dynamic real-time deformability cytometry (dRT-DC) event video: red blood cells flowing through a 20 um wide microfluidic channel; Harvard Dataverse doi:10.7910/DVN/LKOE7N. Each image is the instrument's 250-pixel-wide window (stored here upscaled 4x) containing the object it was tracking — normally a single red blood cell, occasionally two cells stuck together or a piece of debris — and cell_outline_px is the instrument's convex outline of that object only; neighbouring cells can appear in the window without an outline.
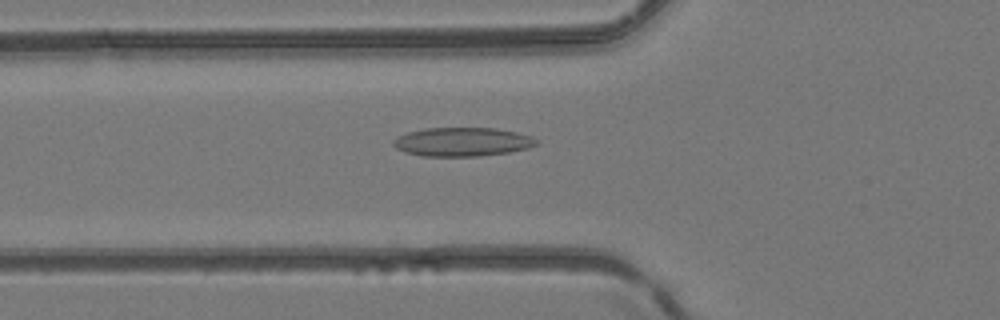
{"species": "common noctule bat (a hibernating species)", "species_latin": "Nyctalus noctula", "temperature_condition": "room temperature", "stored_images_in_passage": 49, "camera_frame_rate_fps": 3000, "um_per_image_px": 0.085, "animal": {"sex": "female", "body_mass_g": 24.6, "forearm_length_mm": 56.2}, "frame": {"image": 1, "passage_image": 18, "time_ms": 5.667, "image_size_px": [1000, 320], "cell_outline_px": [[536, 144], [528, 148], [508, 152], [480, 156], [420, 156], [404, 152], [396, 148], [392, 144], [392, 140], [396, 136], [408, 132], [424, 128], [496, 128], [516, 132], [532, 136], [536, 140]], "centroid_in_image_um": [39.24, 12.06], "position_along_channel_um": 86.6, "area_um2": 24.1}}
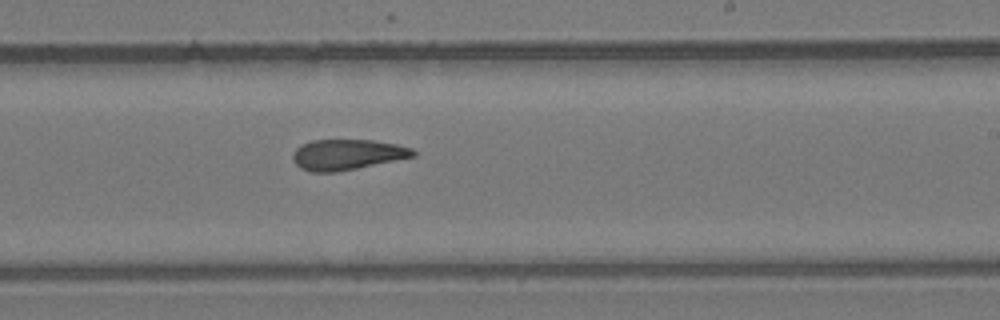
{"frame": {"image": 2, "passage_image": 30, "time_ms": 9.667, "image_size_px": [1000, 320], "cell_outline_px": [[416, 156], [336, 172], [312, 172], [300, 168], [292, 160], [292, 156], [296, 148], [300, 144], [312, 140], [372, 140], [396, 144], [412, 148], [416, 152]], "centroid_in_image_um": [29.48, 13.13], "position_along_channel_um": 259.5, "area_um2": 21.39}}
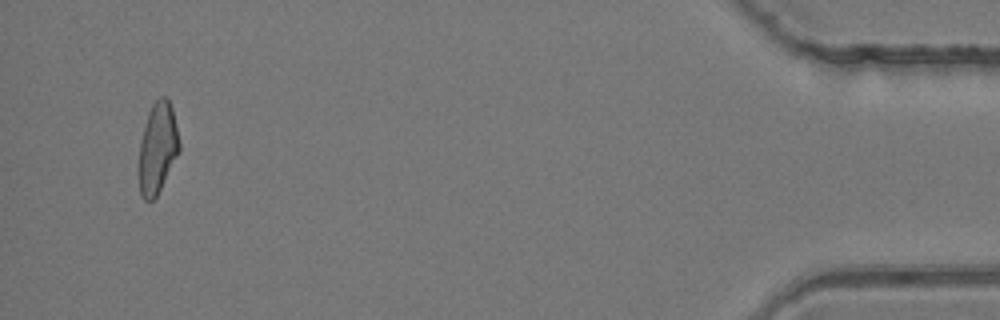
{"frame": {"image": 3, "passage_image": 47, "time_ms": 15.333, "image_size_px": [1000, 320], "cell_outline_px": [[180, 152], [156, 196], [152, 200], [144, 200], [140, 196], [140, 140], [148, 112], [152, 104], [160, 96], [164, 96], [168, 100], [172, 108], [176, 124], [180, 144]], "centroid_in_image_um": [13.41, 12.56], "position_along_channel_um": 421.8, "area_um2": 21.15}}